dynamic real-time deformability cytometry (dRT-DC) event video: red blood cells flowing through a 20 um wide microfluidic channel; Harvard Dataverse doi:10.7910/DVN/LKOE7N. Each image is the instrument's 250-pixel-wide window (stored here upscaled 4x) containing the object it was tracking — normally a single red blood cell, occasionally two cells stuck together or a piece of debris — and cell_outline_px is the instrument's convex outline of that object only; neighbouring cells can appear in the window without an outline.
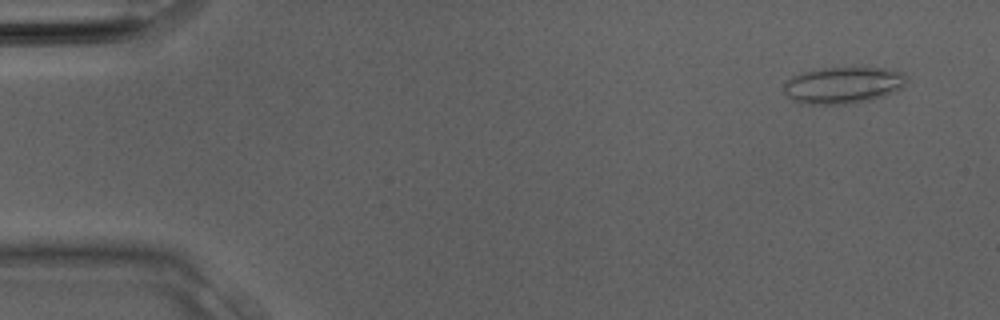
{"species": "Egyptian fruit bat (a non-hibernating species)", "species_latin": "Rousettus aegyptiacus", "temperature_condition": "room temperature", "stored_images_in_passage": 32, "camera_frame_rate_fps": 3000, "um_per_image_px": 0.085, "animal": {"sex": "male"}, "frame": {"image": 1, "passage_image": 2, "time_ms": 0.333, "image_size_px": [1000, 320], "cell_outline_px": [[908, 80], [904, 88], [884, 96], [852, 104], [800, 104], [792, 100], [784, 92], [784, 84], [792, 76], [800, 72], [820, 68], [884, 68], [904, 72], [908, 76]], "centroid_in_image_um": [71.69, 7.24], "position_along_channel_um": 13.3, "area_um2": 26.65}}
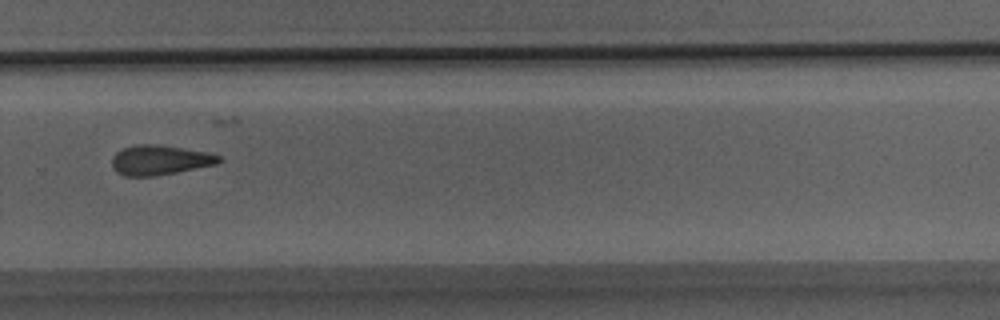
{"frame": {"image": 2, "passage_image": 22, "time_ms": 7.0, "image_size_px": [1000, 320], "cell_outline_px": [[224, 160], [216, 164], [176, 172], [152, 176], [124, 176], [116, 172], [112, 168], [112, 156], [116, 152], [124, 148], [136, 144], [156, 144], [208, 152], [220, 156]], "centroid_in_image_um": [13.56, 13.6], "position_along_channel_um": 316.2, "area_um2": 18.55}}
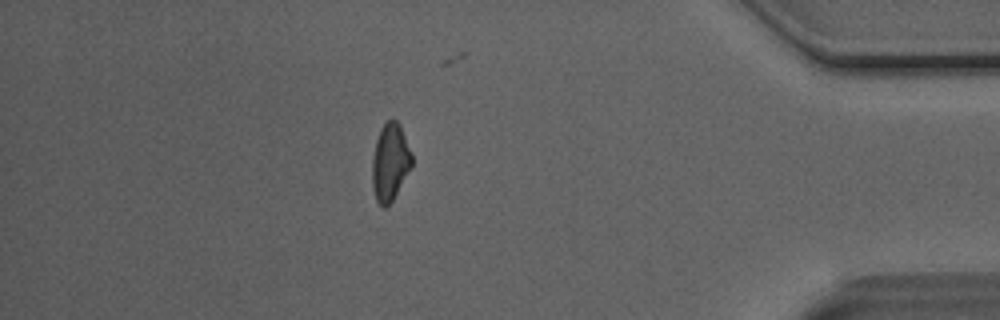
{"frame": {"image": 3, "passage_image": 28, "time_ms": 9.0, "image_size_px": [1000, 320], "cell_outline_px": [[412, 164], [392, 200], [384, 208], [376, 200], [372, 188], [372, 156], [376, 140], [380, 128], [388, 120], [396, 120], [400, 124], [412, 152]], "centroid_in_image_um": [33.14, 13.75], "position_along_channel_um": 402.1, "area_um2": 17.74}}